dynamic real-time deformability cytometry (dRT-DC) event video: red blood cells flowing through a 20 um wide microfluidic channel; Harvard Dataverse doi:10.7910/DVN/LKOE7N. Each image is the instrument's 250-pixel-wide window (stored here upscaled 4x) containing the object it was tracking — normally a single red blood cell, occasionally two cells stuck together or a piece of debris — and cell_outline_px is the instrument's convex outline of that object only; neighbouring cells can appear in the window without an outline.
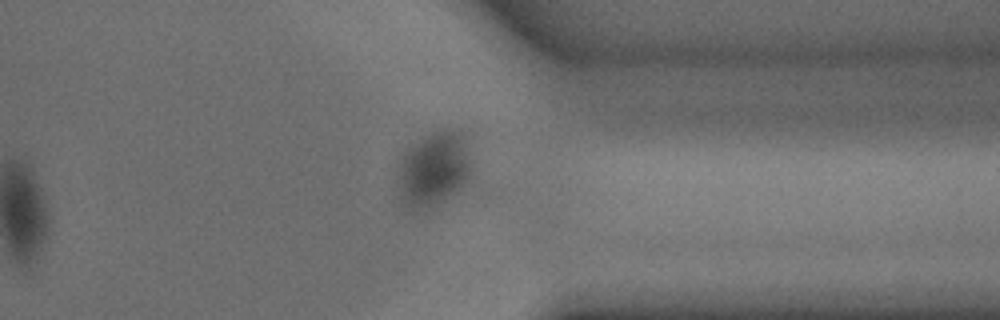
{"species": "common noctule bat (a hibernating species)", "species_latin": "Nyctalus noctula", "temperature_condition": "warm", "stored_images_in_passage": 23, "camera_frame_rate_fps": 3000, "um_per_image_px": 0.085, "animal": {"sex": "male", "body_mass_g": 15.6}, "frame": {"image": 1, "passage_image": 19, "time_ms": 6.0, "image_size_px": [1000, 320], "cell_outline_px": [[472, 160], [468, 176], [452, 192], [428, 204], [408, 204], [400, 196], [404, 156], [432, 128], [444, 124], [460, 124], [468, 128], [472, 136]], "centroid_in_image_um": [37.13, 13.96], "position_along_channel_um": 374.3, "area_um2": 31.33}}